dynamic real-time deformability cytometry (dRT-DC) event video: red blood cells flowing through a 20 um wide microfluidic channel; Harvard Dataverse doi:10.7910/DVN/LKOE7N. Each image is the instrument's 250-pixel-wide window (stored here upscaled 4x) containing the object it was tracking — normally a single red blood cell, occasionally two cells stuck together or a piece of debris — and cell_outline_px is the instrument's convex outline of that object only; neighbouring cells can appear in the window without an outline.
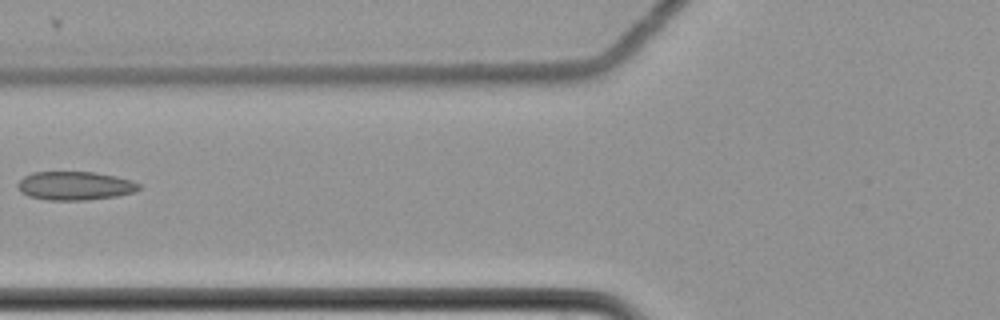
{"species": "common noctule bat (a hibernating species)", "species_latin": "Nyctalus noctula", "temperature_condition": "cold", "stored_images_in_passage": 3, "camera_frame_rate_fps": 3000, "um_per_image_px": 0.085, "animal": {"sex": "female", "body_mass_g": 22.7, "forearm_length_mm": 54.2}, "frame": {"image": 1, "passage_image": 3, "time_ms": 0.667, "image_size_px": [1000, 320], "cell_outline_px": [[140, 188], [132, 192], [116, 196], [88, 200], [48, 200], [28, 196], [20, 192], [16, 184], [24, 176], [32, 172], [96, 172], [116, 176], [132, 180], [140, 184]], "centroid_in_image_um": [6.35, 15.79], "position_along_channel_um": 119.5, "area_um2": 20.29}}